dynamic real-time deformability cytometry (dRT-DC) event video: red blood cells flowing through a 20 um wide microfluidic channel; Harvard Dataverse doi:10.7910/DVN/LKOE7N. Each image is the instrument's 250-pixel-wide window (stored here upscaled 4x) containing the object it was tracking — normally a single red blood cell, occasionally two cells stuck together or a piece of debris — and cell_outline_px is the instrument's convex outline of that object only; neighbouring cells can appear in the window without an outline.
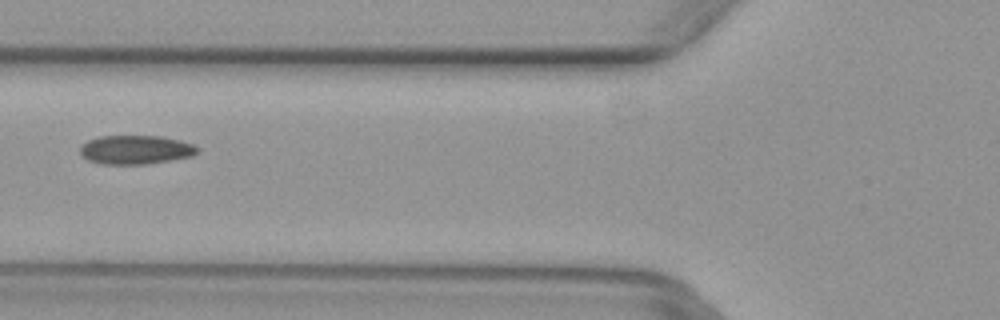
{"species": "common noctule bat (a hibernating species)", "species_latin": "Nyctalus noctula", "temperature_condition": "warm", "stored_images_in_passage": 3, "camera_frame_rate_fps": 3000, "um_per_image_px": 0.085, "animal": {"sex": "female", "body_mass_g": 29.2, "forearm_length_mm": 56.3}, "frame": {"image": 1, "passage_image": 3, "time_ms": 0.667, "image_size_px": [1000, 320], "cell_outline_px": [[200, 152], [192, 156], [144, 164], [100, 164], [88, 160], [80, 152], [80, 148], [88, 140], [100, 136], [160, 136], [180, 140], [192, 144], [200, 148]], "centroid_in_image_um": [11.55, 12.72], "position_along_channel_um": 114.2, "area_um2": 19.65}}